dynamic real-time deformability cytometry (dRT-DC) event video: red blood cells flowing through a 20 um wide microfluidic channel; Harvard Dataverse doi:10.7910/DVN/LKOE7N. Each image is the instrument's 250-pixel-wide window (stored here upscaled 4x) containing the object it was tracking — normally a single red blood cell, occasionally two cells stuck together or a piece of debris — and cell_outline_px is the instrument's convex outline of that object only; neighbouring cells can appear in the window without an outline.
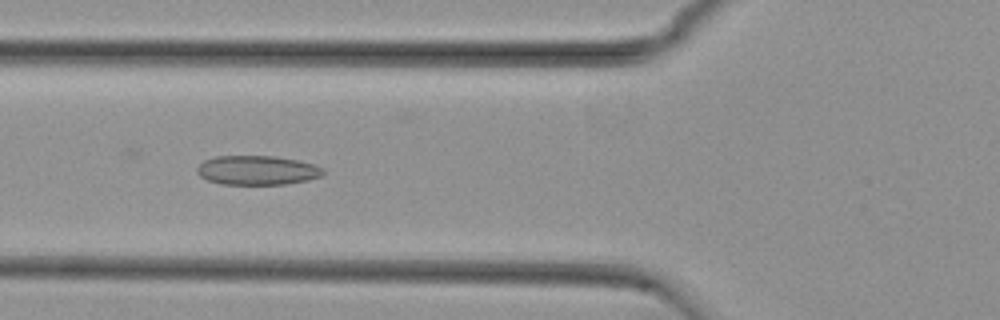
{"species": "common noctule bat (a hibernating species)", "species_latin": "Nyctalus noctula", "temperature_condition": "cold", "stored_images_in_passage": 44, "camera_frame_rate_fps": 3000, "um_per_image_px": 0.085, "animal": {"sex": "female", "body_mass_g": 29.2, "forearm_length_mm": 56.3}, "frame": {"image": 1, "passage_image": 19, "time_ms": 6.0, "image_size_px": [1000, 320], "cell_outline_px": [[324, 172], [320, 176], [308, 180], [284, 184], [220, 184], [208, 180], [200, 176], [196, 172], [196, 168], [204, 160], [216, 156], [276, 156], [316, 164], [324, 168]], "centroid_in_image_um": [21.86, 14.46], "position_along_channel_um": 103.9, "area_um2": 21.56}}
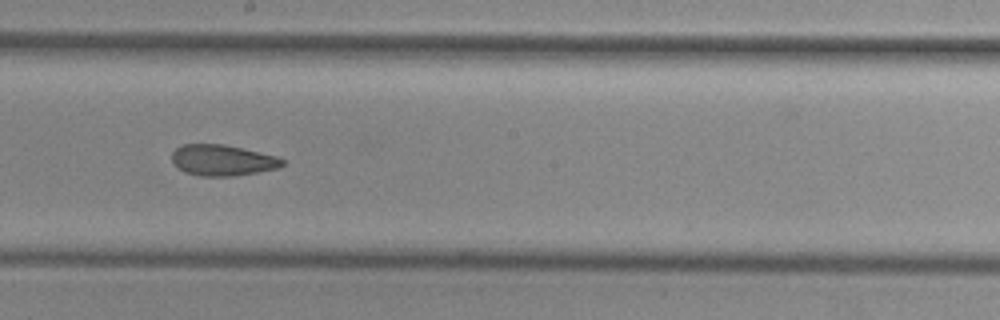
{"frame": {"image": 2, "passage_image": 29, "time_ms": 9.333, "image_size_px": [1000, 320], "cell_outline_px": [[284, 164], [280, 168], [232, 176], [200, 176], [184, 172], [176, 168], [172, 160], [172, 152], [180, 144], [224, 144], [276, 156], [284, 160]], "centroid_in_image_um": [18.87, 13.62], "position_along_channel_um": 229.3, "area_um2": 20.0}}
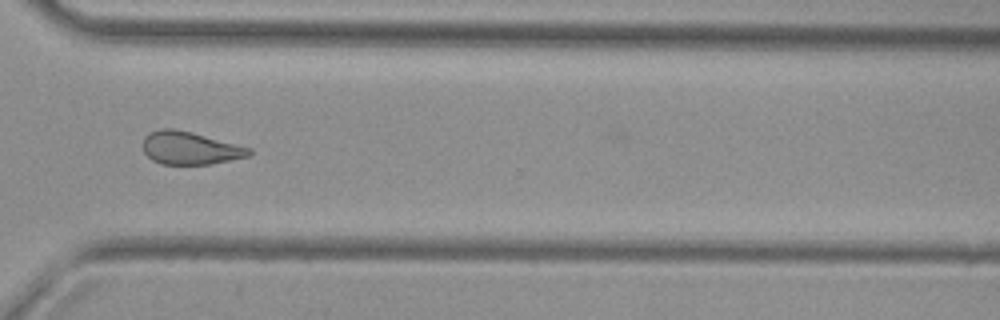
{"frame": {"image": 3, "passage_image": 39, "time_ms": 12.667, "image_size_px": [1000, 320], "cell_outline_px": [[252, 152], [248, 156], [208, 164], [160, 164], [152, 160], [144, 152], [144, 136], [160, 128], [176, 128], [192, 132], [252, 148]], "centroid_in_image_um": [16.14, 12.57], "position_along_channel_um": 354.5, "area_um2": 20.17}, "authors_computed_cell_mechanics": {"area_um2": 21.4727, "velocity_mm_per_s": 3.7522, "shape_relaxation_time_tau1_ms": null, "shape_relaxation_time_tau2_ms": 3.3596, "deformation_change_tau1": null, "deformation_change_tau2": 0.1103}}